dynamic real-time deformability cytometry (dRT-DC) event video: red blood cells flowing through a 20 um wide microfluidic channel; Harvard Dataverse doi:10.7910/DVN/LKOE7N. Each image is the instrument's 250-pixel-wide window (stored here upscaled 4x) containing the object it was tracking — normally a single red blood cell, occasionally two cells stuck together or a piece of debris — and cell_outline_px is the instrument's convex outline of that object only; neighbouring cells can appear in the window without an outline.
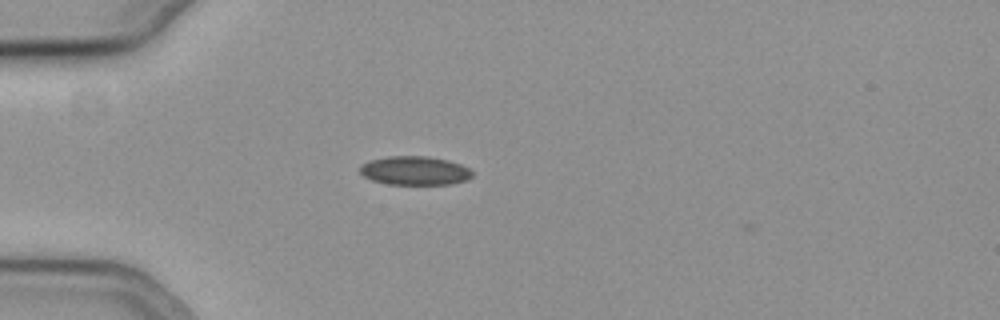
{"species": "common noctule bat (a hibernating species)", "species_latin": "Nyctalus noctula", "temperature_condition": "cold", "stored_images_in_passage": 3, "camera_frame_rate_fps": 3000, "um_per_image_px": 0.085, "animal": {"sex": "female", "body_mass_g": 19.3, "forearm_length_mm": 54.1}, "frame": {"image": 1, "passage_image": 1, "time_ms": 0.0, "image_size_px": [1000, 320], "cell_outline_px": [[472, 176], [468, 180], [452, 184], [388, 184], [372, 180], [364, 176], [360, 172], [360, 164], [368, 160], [388, 156], [428, 156], [448, 160], [460, 164], [468, 168], [472, 172]], "centroid_in_image_um": [35.24, 14.5], "position_along_channel_um": 49.8, "area_um2": 18.96}}